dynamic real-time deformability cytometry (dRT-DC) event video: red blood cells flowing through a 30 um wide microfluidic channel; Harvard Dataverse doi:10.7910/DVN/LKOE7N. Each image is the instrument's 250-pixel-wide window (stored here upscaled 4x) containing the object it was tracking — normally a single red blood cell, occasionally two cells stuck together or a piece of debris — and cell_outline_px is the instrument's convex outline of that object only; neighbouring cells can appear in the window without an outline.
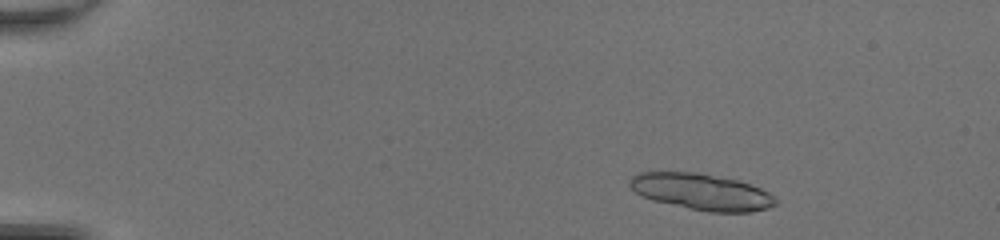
{"species": "common noctule bat (a hibernating species)", "species_latin": "Nyctalus noctula", "temperature_condition": "room temperature", "stored_images_in_passage": 27, "camera_frame_rate_fps": 3000, "um_per_image_px": 0.085, "animal": {"sex": "female", "body_mass_g": 20.0, "forearm_length_mm": 54.0}, "frame": {"image": 1, "passage_image": 6, "time_ms": 1.667, "image_size_px": [1000, 240], "cell_outline_px": [[776, 204], [768, 208], [748, 212], [708, 212], [652, 200], [640, 196], [628, 184], [632, 176], [640, 172], [696, 172], [736, 180], [760, 188], [776, 196]], "centroid_in_image_um": [59.62, 16.31], "position_along_channel_um": 25.4, "area_um2": 30.69}}
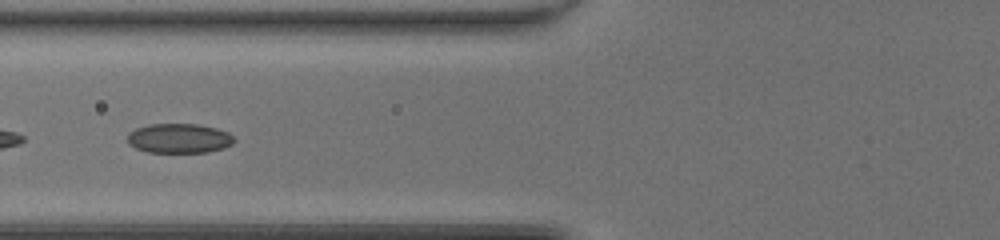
{"frame": {"image": 2, "passage_image": 20, "time_ms": 6.333, "image_size_px": [1000, 240], "cell_outline_px": [[236, 140], [232, 144], [224, 148], [208, 152], [148, 152], [136, 148], [128, 144], [128, 132], [136, 128], [148, 124], [196, 124], [216, 128], [228, 132]], "centroid_in_image_um": [15.22, 11.76], "position_along_channel_um": 110.6, "area_um2": 18.44}}
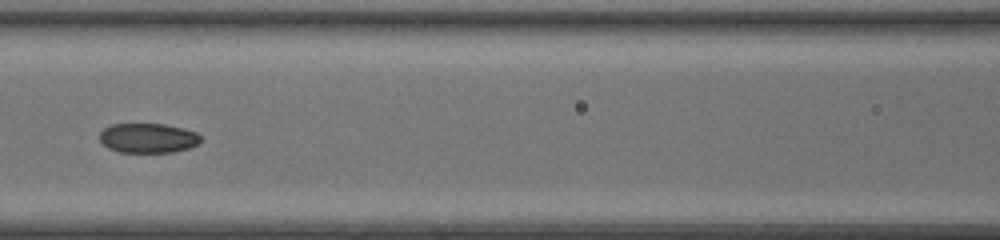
{"frame": {"image": 3, "passage_image": 23, "time_ms": 7.333, "image_size_px": [1000, 240], "cell_outline_px": [[204, 140], [200, 144], [188, 148], [172, 152], [120, 152], [108, 148], [100, 140], [100, 132], [104, 128], [112, 124], [164, 124], [184, 128], [196, 132], [204, 136]], "centroid_in_image_um": [12.65, 11.73], "position_along_channel_um": 153.9, "area_um2": 17.69}}